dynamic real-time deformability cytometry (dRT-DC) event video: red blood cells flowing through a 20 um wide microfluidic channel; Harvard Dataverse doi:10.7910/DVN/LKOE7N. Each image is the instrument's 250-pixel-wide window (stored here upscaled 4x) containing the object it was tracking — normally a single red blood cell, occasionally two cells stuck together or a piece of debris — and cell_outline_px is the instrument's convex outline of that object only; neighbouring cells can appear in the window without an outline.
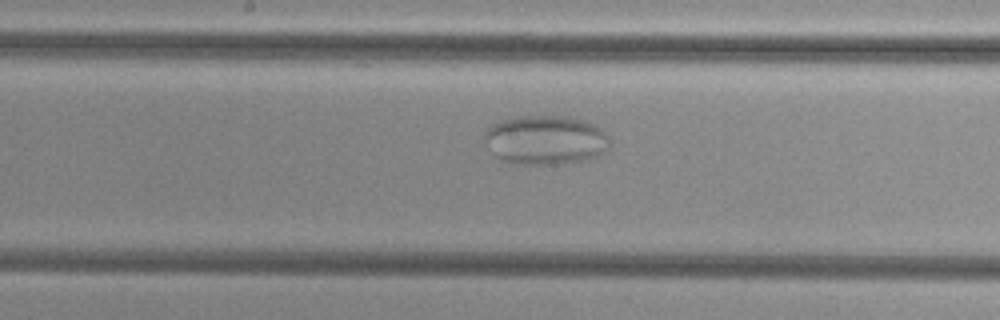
{"species": "common noctule bat (a hibernating species)", "species_latin": "Nyctalus noctula", "temperature_condition": "cold", "stored_images_in_passage": 39, "camera_frame_rate_fps": 3000, "um_per_image_px": 0.085, "animal": {"sex": "female", "body_mass_g": 29.2, "forearm_length_mm": 56.3}, "frame": {"image": 1, "passage_image": 12, "time_ms": 3.667, "image_size_px": [1000, 320], "cell_outline_px": [[612, 144], [608, 148], [596, 156], [580, 160], [556, 164], [512, 164], [496, 156], [492, 152], [484, 140], [484, 136], [488, 128], [492, 124], [504, 120], [520, 116], [564, 116], [584, 120], [600, 128], [608, 136]], "centroid_in_image_um": [46.36, 11.89], "position_along_channel_um": 201.8, "area_um2": 35.66}}
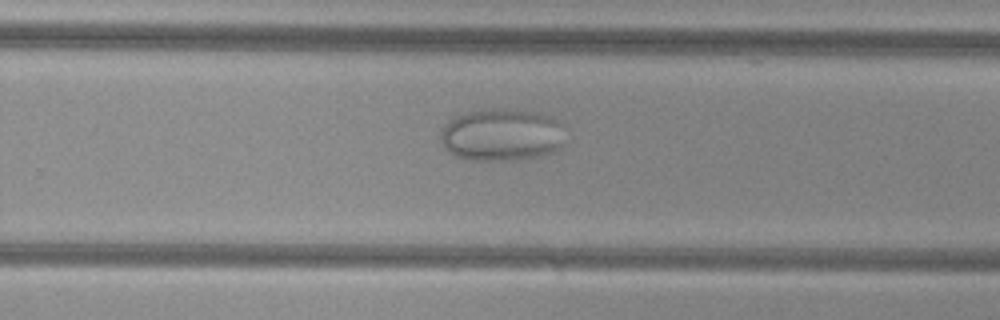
{"frame": {"image": 2, "passage_image": 19, "time_ms": 6.0, "image_size_px": [1000, 320], "cell_outline_px": [[560, 148], [552, 152], [540, 156], [512, 160], [468, 160], [452, 156], [448, 152], [440, 140], [440, 128], [448, 120], [456, 116], [468, 112], [492, 108], [524, 108], [540, 112], [556, 120], [560, 124]], "centroid_in_image_um": [42.56, 11.44], "position_along_channel_um": 287.2, "area_um2": 38.44}}
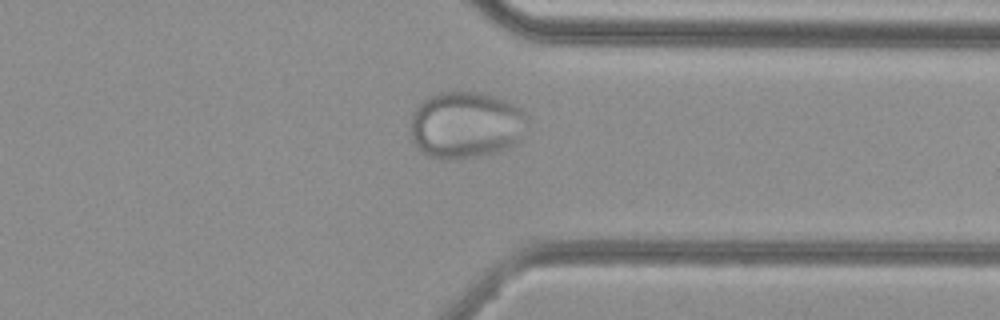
{"frame": {"image": 3, "passage_image": 26, "time_ms": 8.333, "image_size_px": [1000, 320], "cell_outline_px": [[528, 120], [520, 144], [496, 152], [476, 156], [448, 160], [444, 160], [428, 156], [412, 140], [412, 112], [428, 96], [440, 92], [476, 92], [496, 96], [508, 100], [520, 108], [528, 116]], "centroid_in_image_um": [39.66, 10.62], "position_along_channel_um": 371.7, "area_um2": 45.84}}